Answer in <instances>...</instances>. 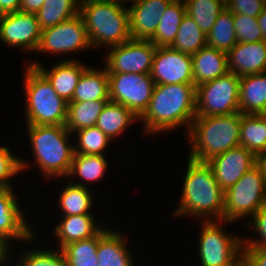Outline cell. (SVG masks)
Instances as JSON below:
<instances>
[{
    "instance_id": "cell-1",
    "label": "cell",
    "mask_w": 266,
    "mask_h": 266,
    "mask_svg": "<svg viewBox=\"0 0 266 266\" xmlns=\"http://www.w3.org/2000/svg\"><path fill=\"white\" fill-rule=\"evenodd\" d=\"M196 117L194 84H158L154 86L148 109L139 118L142 135L153 136L173 132L181 127L185 137Z\"/></svg>"
},
{
    "instance_id": "cell-2",
    "label": "cell",
    "mask_w": 266,
    "mask_h": 266,
    "mask_svg": "<svg viewBox=\"0 0 266 266\" xmlns=\"http://www.w3.org/2000/svg\"><path fill=\"white\" fill-rule=\"evenodd\" d=\"M186 167L179 203L171 213L172 217L223 220L225 191L216 181L209 164L188 158Z\"/></svg>"
},
{
    "instance_id": "cell-3",
    "label": "cell",
    "mask_w": 266,
    "mask_h": 266,
    "mask_svg": "<svg viewBox=\"0 0 266 266\" xmlns=\"http://www.w3.org/2000/svg\"><path fill=\"white\" fill-rule=\"evenodd\" d=\"M26 129L33 164L44 181L65 179L74 156V142L70 141L74 136L61 125H26Z\"/></svg>"
},
{
    "instance_id": "cell-4",
    "label": "cell",
    "mask_w": 266,
    "mask_h": 266,
    "mask_svg": "<svg viewBox=\"0 0 266 266\" xmlns=\"http://www.w3.org/2000/svg\"><path fill=\"white\" fill-rule=\"evenodd\" d=\"M242 114L195 117L187 133V158L208 162L214 156L240 145Z\"/></svg>"
},
{
    "instance_id": "cell-5",
    "label": "cell",
    "mask_w": 266,
    "mask_h": 266,
    "mask_svg": "<svg viewBox=\"0 0 266 266\" xmlns=\"http://www.w3.org/2000/svg\"><path fill=\"white\" fill-rule=\"evenodd\" d=\"M79 14L93 50L109 49L132 39L126 5L114 0H81Z\"/></svg>"
},
{
    "instance_id": "cell-6",
    "label": "cell",
    "mask_w": 266,
    "mask_h": 266,
    "mask_svg": "<svg viewBox=\"0 0 266 266\" xmlns=\"http://www.w3.org/2000/svg\"><path fill=\"white\" fill-rule=\"evenodd\" d=\"M26 125H61L67 119V102L55 92L48 79L35 67L25 64L23 73Z\"/></svg>"
},
{
    "instance_id": "cell-7",
    "label": "cell",
    "mask_w": 266,
    "mask_h": 266,
    "mask_svg": "<svg viewBox=\"0 0 266 266\" xmlns=\"http://www.w3.org/2000/svg\"><path fill=\"white\" fill-rule=\"evenodd\" d=\"M231 221H200L197 263L200 266H236L243 257V236L228 231ZM227 230V231H226Z\"/></svg>"
},
{
    "instance_id": "cell-8",
    "label": "cell",
    "mask_w": 266,
    "mask_h": 266,
    "mask_svg": "<svg viewBox=\"0 0 266 266\" xmlns=\"http://www.w3.org/2000/svg\"><path fill=\"white\" fill-rule=\"evenodd\" d=\"M224 197L223 221L247 222L266 205V183L260 169L252 167L225 191Z\"/></svg>"
},
{
    "instance_id": "cell-9",
    "label": "cell",
    "mask_w": 266,
    "mask_h": 266,
    "mask_svg": "<svg viewBox=\"0 0 266 266\" xmlns=\"http://www.w3.org/2000/svg\"><path fill=\"white\" fill-rule=\"evenodd\" d=\"M93 49L83 19L78 13L58 25L41 30L39 45L35 53L65 56L62 60H76L75 53ZM64 54V55H63ZM74 56L72 58L68 55ZM68 57H67V56Z\"/></svg>"
},
{
    "instance_id": "cell-10",
    "label": "cell",
    "mask_w": 266,
    "mask_h": 266,
    "mask_svg": "<svg viewBox=\"0 0 266 266\" xmlns=\"http://www.w3.org/2000/svg\"><path fill=\"white\" fill-rule=\"evenodd\" d=\"M240 77L227 72L196 86V117L230 115L239 112Z\"/></svg>"
},
{
    "instance_id": "cell-11",
    "label": "cell",
    "mask_w": 266,
    "mask_h": 266,
    "mask_svg": "<svg viewBox=\"0 0 266 266\" xmlns=\"http://www.w3.org/2000/svg\"><path fill=\"white\" fill-rule=\"evenodd\" d=\"M110 101L126 106L138 118L148 109L155 86L150 74L108 73Z\"/></svg>"
},
{
    "instance_id": "cell-12",
    "label": "cell",
    "mask_w": 266,
    "mask_h": 266,
    "mask_svg": "<svg viewBox=\"0 0 266 266\" xmlns=\"http://www.w3.org/2000/svg\"><path fill=\"white\" fill-rule=\"evenodd\" d=\"M105 51L107 73L150 74L156 46L150 40L130 39Z\"/></svg>"
},
{
    "instance_id": "cell-13",
    "label": "cell",
    "mask_w": 266,
    "mask_h": 266,
    "mask_svg": "<svg viewBox=\"0 0 266 266\" xmlns=\"http://www.w3.org/2000/svg\"><path fill=\"white\" fill-rule=\"evenodd\" d=\"M17 189H4L0 193V237H2L12 248L15 241L30 246L38 238V232L34 226L29 225L30 221L26 220L24 207L20 205L21 194L15 193ZM29 221V222H28ZM32 226V227H31ZM29 243V244H28Z\"/></svg>"
},
{
    "instance_id": "cell-14",
    "label": "cell",
    "mask_w": 266,
    "mask_h": 266,
    "mask_svg": "<svg viewBox=\"0 0 266 266\" xmlns=\"http://www.w3.org/2000/svg\"><path fill=\"white\" fill-rule=\"evenodd\" d=\"M40 37L41 29L36 13L16 11L0 15V42L5 46L34 53Z\"/></svg>"
},
{
    "instance_id": "cell-15",
    "label": "cell",
    "mask_w": 266,
    "mask_h": 266,
    "mask_svg": "<svg viewBox=\"0 0 266 266\" xmlns=\"http://www.w3.org/2000/svg\"><path fill=\"white\" fill-rule=\"evenodd\" d=\"M151 78L158 84H194L192 55L171 47H156Z\"/></svg>"
},
{
    "instance_id": "cell-16",
    "label": "cell",
    "mask_w": 266,
    "mask_h": 266,
    "mask_svg": "<svg viewBox=\"0 0 266 266\" xmlns=\"http://www.w3.org/2000/svg\"><path fill=\"white\" fill-rule=\"evenodd\" d=\"M219 186L226 191L256 165V156L243 146L231 148L207 162Z\"/></svg>"
},
{
    "instance_id": "cell-17",
    "label": "cell",
    "mask_w": 266,
    "mask_h": 266,
    "mask_svg": "<svg viewBox=\"0 0 266 266\" xmlns=\"http://www.w3.org/2000/svg\"><path fill=\"white\" fill-rule=\"evenodd\" d=\"M31 59L26 63L31 67L37 68L51 83L58 96L62 97L67 103L72 100L74 90L77 86L84 70L90 65L80 59L76 60H59L50 65L51 68L47 69L42 62Z\"/></svg>"
},
{
    "instance_id": "cell-18",
    "label": "cell",
    "mask_w": 266,
    "mask_h": 266,
    "mask_svg": "<svg viewBox=\"0 0 266 266\" xmlns=\"http://www.w3.org/2000/svg\"><path fill=\"white\" fill-rule=\"evenodd\" d=\"M174 0H138L127 5L131 38L150 40L160 23V16Z\"/></svg>"
},
{
    "instance_id": "cell-19",
    "label": "cell",
    "mask_w": 266,
    "mask_h": 266,
    "mask_svg": "<svg viewBox=\"0 0 266 266\" xmlns=\"http://www.w3.org/2000/svg\"><path fill=\"white\" fill-rule=\"evenodd\" d=\"M227 66L238 77L266 72V41L237 43L227 52Z\"/></svg>"
},
{
    "instance_id": "cell-20",
    "label": "cell",
    "mask_w": 266,
    "mask_h": 266,
    "mask_svg": "<svg viewBox=\"0 0 266 266\" xmlns=\"http://www.w3.org/2000/svg\"><path fill=\"white\" fill-rule=\"evenodd\" d=\"M95 214H80L72 216H60L53 227L55 237L54 248L62 249L71 242L88 239L95 236L105 224L97 223ZM60 221V222H59Z\"/></svg>"
},
{
    "instance_id": "cell-21",
    "label": "cell",
    "mask_w": 266,
    "mask_h": 266,
    "mask_svg": "<svg viewBox=\"0 0 266 266\" xmlns=\"http://www.w3.org/2000/svg\"><path fill=\"white\" fill-rule=\"evenodd\" d=\"M117 230L111 228L99 240L97 247L98 266H135V256L128 247V236L124 235V231L120 232L118 228Z\"/></svg>"
},
{
    "instance_id": "cell-22",
    "label": "cell",
    "mask_w": 266,
    "mask_h": 266,
    "mask_svg": "<svg viewBox=\"0 0 266 266\" xmlns=\"http://www.w3.org/2000/svg\"><path fill=\"white\" fill-rule=\"evenodd\" d=\"M106 156L74 153L70 171L65 179L87 188L92 186V182L103 181L109 168Z\"/></svg>"
},
{
    "instance_id": "cell-23",
    "label": "cell",
    "mask_w": 266,
    "mask_h": 266,
    "mask_svg": "<svg viewBox=\"0 0 266 266\" xmlns=\"http://www.w3.org/2000/svg\"><path fill=\"white\" fill-rule=\"evenodd\" d=\"M62 180V189L58 191L56 211L61 212V216H72L80 214H94L93 207L96 204L97 193L87 187L70 183L67 179ZM65 183V185H64ZM95 203V204H94ZM92 212V213H91Z\"/></svg>"
},
{
    "instance_id": "cell-24",
    "label": "cell",
    "mask_w": 266,
    "mask_h": 266,
    "mask_svg": "<svg viewBox=\"0 0 266 266\" xmlns=\"http://www.w3.org/2000/svg\"><path fill=\"white\" fill-rule=\"evenodd\" d=\"M192 67L195 86L212 81L229 72L227 53L206 45L192 55Z\"/></svg>"
},
{
    "instance_id": "cell-25",
    "label": "cell",
    "mask_w": 266,
    "mask_h": 266,
    "mask_svg": "<svg viewBox=\"0 0 266 266\" xmlns=\"http://www.w3.org/2000/svg\"><path fill=\"white\" fill-rule=\"evenodd\" d=\"M239 112L266 114V72L240 77Z\"/></svg>"
},
{
    "instance_id": "cell-26",
    "label": "cell",
    "mask_w": 266,
    "mask_h": 266,
    "mask_svg": "<svg viewBox=\"0 0 266 266\" xmlns=\"http://www.w3.org/2000/svg\"><path fill=\"white\" fill-rule=\"evenodd\" d=\"M89 65L82 73L70 102L109 99V76L106 67ZM100 68V69H99Z\"/></svg>"
},
{
    "instance_id": "cell-27",
    "label": "cell",
    "mask_w": 266,
    "mask_h": 266,
    "mask_svg": "<svg viewBox=\"0 0 266 266\" xmlns=\"http://www.w3.org/2000/svg\"><path fill=\"white\" fill-rule=\"evenodd\" d=\"M139 123V118L126 106L109 101L100 113L96 127L105 133L112 141L126 134L132 125ZM138 122V123H137ZM114 139V140H113Z\"/></svg>"
},
{
    "instance_id": "cell-28",
    "label": "cell",
    "mask_w": 266,
    "mask_h": 266,
    "mask_svg": "<svg viewBox=\"0 0 266 266\" xmlns=\"http://www.w3.org/2000/svg\"><path fill=\"white\" fill-rule=\"evenodd\" d=\"M185 15L184 0H174L160 16V23L150 41L156 47H170L175 41L180 23Z\"/></svg>"
},
{
    "instance_id": "cell-29",
    "label": "cell",
    "mask_w": 266,
    "mask_h": 266,
    "mask_svg": "<svg viewBox=\"0 0 266 266\" xmlns=\"http://www.w3.org/2000/svg\"><path fill=\"white\" fill-rule=\"evenodd\" d=\"M110 100L68 102L65 127L71 134L79 129L95 127L102 109Z\"/></svg>"
},
{
    "instance_id": "cell-30",
    "label": "cell",
    "mask_w": 266,
    "mask_h": 266,
    "mask_svg": "<svg viewBox=\"0 0 266 266\" xmlns=\"http://www.w3.org/2000/svg\"><path fill=\"white\" fill-rule=\"evenodd\" d=\"M104 226L95 236L67 244L61 250L67 266H98L97 247L99 240L111 229Z\"/></svg>"
},
{
    "instance_id": "cell-31",
    "label": "cell",
    "mask_w": 266,
    "mask_h": 266,
    "mask_svg": "<svg viewBox=\"0 0 266 266\" xmlns=\"http://www.w3.org/2000/svg\"><path fill=\"white\" fill-rule=\"evenodd\" d=\"M240 146L255 156L266 150V114H242Z\"/></svg>"
},
{
    "instance_id": "cell-32",
    "label": "cell",
    "mask_w": 266,
    "mask_h": 266,
    "mask_svg": "<svg viewBox=\"0 0 266 266\" xmlns=\"http://www.w3.org/2000/svg\"><path fill=\"white\" fill-rule=\"evenodd\" d=\"M81 0H45L36 13L41 30L58 25L77 15Z\"/></svg>"
},
{
    "instance_id": "cell-33",
    "label": "cell",
    "mask_w": 266,
    "mask_h": 266,
    "mask_svg": "<svg viewBox=\"0 0 266 266\" xmlns=\"http://www.w3.org/2000/svg\"><path fill=\"white\" fill-rule=\"evenodd\" d=\"M237 44L233 13L225 8L207 34V46L227 53Z\"/></svg>"
},
{
    "instance_id": "cell-34",
    "label": "cell",
    "mask_w": 266,
    "mask_h": 266,
    "mask_svg": "<svg viewBox=\"0 0 266 266\" xmlns=\"http://www.w3.org/2000/svg\"><path fill=\"white\" fill-rule=\"evenodd\" d=\"M207 45V35L197 23L186 14L180 23L175 41L170 46L174 50L193 55Z\"/></svg>"
},
{
    "instance_id": "cell-35",
    "label": "cell",
    "mask_w": 266,
    "mask_h": 266,
    "mask_svg": "<svg viewBox=\"0 0 266 266\" xmlns=\"http://www.w3.org/2000/svg\"><path fill=\"white\" fill-rule=\"evenodd\" d=\"M72 135L75 136L74 140L72 139L74 153L107 155L111 143L114 142L96 126L79 129Z\"/></svg>"
},
{
    "instance_id": "cell-36",
    "label": "cell",
    "mask_w": 266,
    "mask_h": 266,
    "mask_svg": "<svg viewBox=\"0 0 266 266\" xmlns=\"http://www.w3.org/2000/svg\"><path fill=\"white\" fill-rule=\"evenodd\" d=\"M188 14L207 35L218 15L226 8L224 0H184Z\"/></svg>"
},
{
    "instance_id": "cell-37",
    "label": "cell",
    "mask_w": 266,
    "mask_h": 266,
    "mask_svg": "<svg viewBox=\"0 0 266 266\" xmlns=\"http://www.w3.org/2000/svg\"><path fill=\"white\" fill-rule=\"evenodd\" d=\"M31 160L24 159L19 154H15L9 146L0 144V186L3 189L15 188L13 180L19 175L30 170L33 165ZM14 177V178H13ZM13 178V179H12Z\"/></svg>"
},
{
    "instance_id": "cell-38",
    "label": "cell",
    "mask_w": 266,
    "mask_h": 266,
    "mask_svg": "<svg viewBox=\"0 0 266 266\" xmlns=\"http://www.w3.org/2000/svg\"><path fill=\"white\" fill-rule=\"evenodd\" d=\"M24 248L18 250L19 254L17 255L26 266H67V260L61 249L53 246L42 249L41 246L38 248V245L35 246L36 249H32L31 246L26 247V250Z\"/></svg>"
},
{
    "instance_id": "cell-39",
    "label": "cell",
    "mask_w": 266,
    "mask_h": 266,
    "mask_svg": "<svg viewBox=\"0 0 266 266\" xmlns=\"http://www.w3.org/2000/svg\"><path fill=\"white\" fill-rule=\"evenodd\" d=\"M237 43H253L263 41L258 19L244 14H233Z\"/></svg>"
},
{
    "instance_id": "cell-40",
    "label": "cell",
    "mask_w": 266,
    "mask_h": 266,
    "mask_svg": "<svg viewBox=\"0 0 266 266\" xmlns=\"http://www.w3.org/2000/svg\"><path fill=\"white\" fill-rule=\"evenodd\" d=\"M250 231L253 229L256 238H248L243 235V247H259L266 249V205L260 208L247 222L244 221V228ZM257 234V235H255Z\"/></svg>"
},
{
    "instance_id": "cell-41",
    "label": "cell",
    "mask_w": 266,
    "mask_h": 266,
    "mask_svg": "<svg viewBox=\"0 0 266 266\" xmlns=\"http://www.w3.org/2000/svg\"><path fill=\"white\" fill-rule=\"evenodd\" d=\"M225 7L234 13L257 18L266 7V0H226Z\"/></svg>"
},
{
    "instance_id": "cell-42",
    "label": "cell",
    "mask_w": 266,
    "mask_h": 266,
    "mask_svg": "<svg viewBox=\"0 0 266 266\" xmlns=\"http://www.w3.org/2000/svg\"><path fill=\"white\" fill-rule=\"evenodd\" d=\"M243 257L251 266H266V249L259 247H243Z\"/></svg>"
},
{
    "instance_id": "cell-43",
    "label": "cell",
    "mask_w": 266,
    "mask_h": 266,
    "mask_svg": "<svg viewBox=\"0 0 266 266\" xmlns=\"http://www.w3.org/2000/svg\"><path fill=\"white\" fill-rule=\"evenodd\" d=\"M21 0H0V15L20 11Z\"/></svg>"
},
{
    "instance_id": "cell-44",
    "label": "cell",
    "mask_w": 266,
    "mask_h": 266,
    "mask_svg": "<svg viewBox=\"0 0 266 266\" xmlns=\"http://www.w3.org/2000/svg\"><path fill=\"white\" fill-rule=\"evenodd\" d=\"M45 0H21L20 11L37 13Z\"/></svg>"
},
{
    "instance_id": "cell-45",
    "label": "cell",
    "mask_w": 266,
    "mask_h": 266,
    "mask_svg": "<svg viewBox=\"0 0 266 266\" xmlns=\"http://www.w3.org/2000/svg\"><path fill=\"white\" fill-rule=\"evenodd\" d=\"M16 249H13L2 237H0V261H5Z\"/></svg>"
},
{
    "instance_id": "cell-46",
    "label": "cell",
    "mask_w": 266,
    "mask_h": 266,
    "mask_svg": "<svg viewBox=\"0 0 266 266\" xmlns=\"http://www.w3.org/2000/svg\"><path fill=\"white\" fill-rule=\"evenodd\" d=\"M256 166L260 169L266 183V150L256 156Z\"/></svg>"
},
{
    "instance_id": "cell-47",
    "label": "cell",
    "mask_w": 266,
    "mask_h": 266,
    "mask_svg": "<svg viewBox=\"0 0 266 266\" xmlns=\"http://www.w3.org/2000/svg\"><path fill=\"white\" fill-rule=\"evenodd\" d=\"M257 19L259 27L261 28L262 31L263 40L266 41V7L262 10Z\"/></svg>"
},
{
    "instance_id": "cell-48",
    "label": "cell",
    "mask_w": 266,
    "mask_h": 266,
    "mask_svg": "<svg viewBox=\"0 0 266 266\" xmlns=\"http://www.w3.org/2000/svg\"><path fill=\"white\" fill-rule=\"evenodd\" d=\"M15 253L13 252V254H11L6 260H5V263H4V266H10L9 263H11V266H26L24 264V262L19 258V257H16V260H14V256H17L16 254L14 255ZM13 255V256H12ZM14 261H13V260ZM14 262V264H12Z\"/></svg>"
},
{
    "instance_id": "cell-49",
    "label": "cell",
    "mask_w": 266,
    "mask_h": 266,
    "mask_svg": "<svg viewBox=\"0 0 266 266\" xmlns=\"http://www.w3.org/2000/svg\"><path fill=\"white\" fill-rule=\"evenodd\" d=\"M236 266H251V264L244 258L242 257L236 264Z\"/></svg>"
},
{
    "instance_id": "cell-50",
    "label": "cell",
    "mask_w": 266,
    "mask_h": 266,
    "mask_svg": "<svg viewBox=\"0 0 266 266\" xmlns=\"http://www.w3.org/2000/svg\"><path fill=\"white\" fill-rule=\"evenodd\" d=\"M114 1L127 6V4L130 5V4H132V3H134V2H136L138 0H114Z\"/></svg>"
},
{
    "instance_id": "cell-51",
    "label": "cell",
    "mask_w": 266,
    "mask_h": 266,
    "mask_svg": "<svg viewBox=\"0 0 266 266\" xmlns=\"http://www.w3.org/2000/svg\"><path fill=\"white\" fill-rule=\"evenodd\" d=\"M5 261H0V266H4Z\"/></svg>"
},
{
    "instance_id": "cell-52",
    "label": "cell",
    "mask_w": 266,
    "mask_h": 266,
    "mask_svg": "<svg viewBox=\"0 0 266 266\" xmlns=\"http://www.w3.org/2000/svg\"><path fill=\"white\" fill-rule=\"evenodd\" d=\"M4 189L0 186V193L3 191Z\"/></svg>"
}]
</instances>
